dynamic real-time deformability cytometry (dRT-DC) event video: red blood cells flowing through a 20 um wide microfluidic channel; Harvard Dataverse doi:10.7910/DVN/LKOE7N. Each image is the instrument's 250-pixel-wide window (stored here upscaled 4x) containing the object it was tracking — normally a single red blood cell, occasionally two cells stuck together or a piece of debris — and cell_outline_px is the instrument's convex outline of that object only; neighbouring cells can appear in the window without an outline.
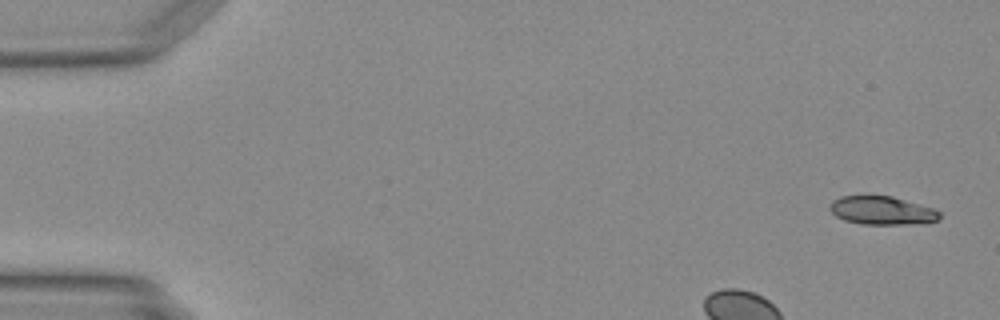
{"species": "Egyptian fruit bat (a non-hibernating species)", "species_latin": "Rousettus aegyptiacus", "temperature_condition": "warm", "stored_images_in_passage": 45, "camera_frame_rate_fps": 3000, "um_per_image_px": 0.085, "animal": {"sex": "female"}, "frame": {"image": 1, "passage_image": 1, "time_ms": 0.0, "image_size_px": [1000, 320], "cell_outline_px": [[940, 220], [908, 224], [860, 224], [844, 220], [836, 216], [828, 208], [828, 204], [832, 200], [840, 196], [892, 196], [932, 208], [940, 212]], "centroid_in_image_um": [74.91, 17.89], "position_along_channel_um": 10.1, "area_um2": 18.09}}